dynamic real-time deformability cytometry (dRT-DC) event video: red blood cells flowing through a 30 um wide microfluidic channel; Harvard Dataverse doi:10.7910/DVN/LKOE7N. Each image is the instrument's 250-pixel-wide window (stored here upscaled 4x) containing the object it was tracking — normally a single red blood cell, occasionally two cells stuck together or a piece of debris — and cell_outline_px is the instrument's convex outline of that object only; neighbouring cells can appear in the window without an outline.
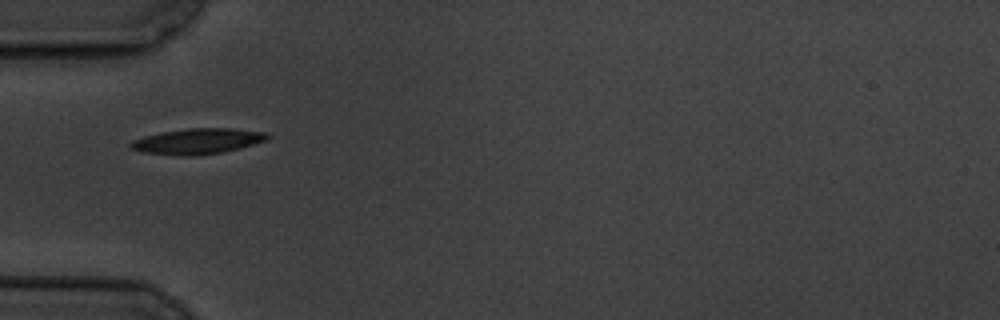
{"species": "common noctule bat (a hibernating species)", "species_latin": "Nyctalus noctula", "temperature_condition": "cold", "stored_images_in_passage": 6, "camera_frame_rate_fps": 3000, "um_per_image_px": 0.085, "animal": {"sex": "male", "body_mass_g": 19.5, "forearm_length_mm": 54.6}, "frame": {"image": 1, "passage_image": 1, "time_ms": 0.0, "image_size_px": [1000, 320], "cell_outline_px": [[272, 136], [268, 140], [240, 148], [224, 152], [196, 156], [180, 156], [144, 152], [128, 148], [128, 144], [132, 140], [144, 136], [164, 132], [188, 128], [232, 128], [268, 132]], "centroid_in_image_um": [16.83, 12.01], "position_along_channel_um": 68.2, "area_um2": 20.69}}
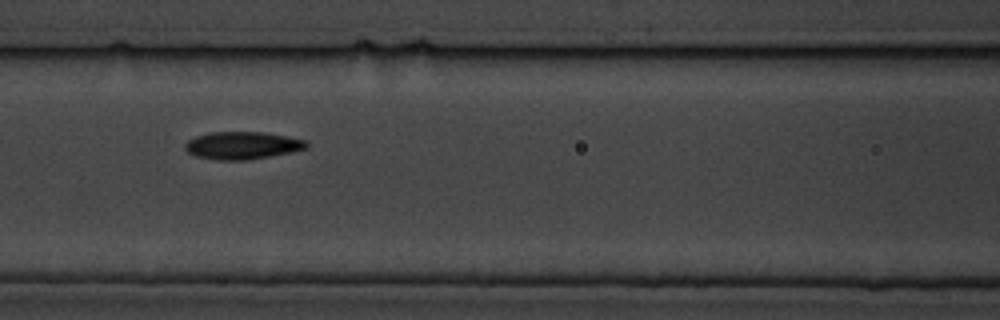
{"frame": {"image": 2, "passage_image": 3, "time_ms": 2.333, "image_size_px": [1000, 320], "cell_outline_px": [[308, 148], [292, 152], [244, 160], [216, 160], [196, 156], [188, 152], [184, 148], [184, 144], [188, 140], [196, 136], [212, 132], [264, 132], [288, 136], [308, 140]], "centroid_in_image_um": [20.62, 12.35], "position_along_channel_um": 146.0, "area_um2": 19.54}}
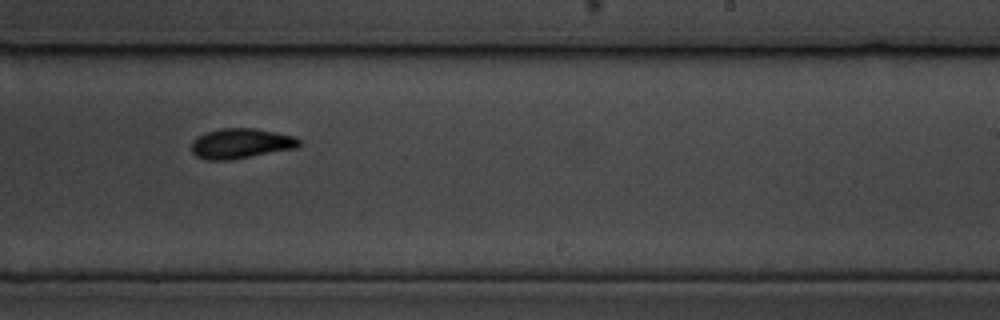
{"frame": {"image": 3, "passage_image": 6, "time_ms": 6.0, "image_size_px": [1000, 320], "cell_outline_px": [[300, 144], [296, 148], [228, 160], [204, 160], [196, 156], [192, 152], [192, 140], [196, 136], [204, 132], [220, 128], [252, 128], [276, 132], [296, 136], [300, 140]], "centroid_in_image_um": [20.44, 12.18], "position_along_channel_um": 268.6, "area_um2": 18.96}}